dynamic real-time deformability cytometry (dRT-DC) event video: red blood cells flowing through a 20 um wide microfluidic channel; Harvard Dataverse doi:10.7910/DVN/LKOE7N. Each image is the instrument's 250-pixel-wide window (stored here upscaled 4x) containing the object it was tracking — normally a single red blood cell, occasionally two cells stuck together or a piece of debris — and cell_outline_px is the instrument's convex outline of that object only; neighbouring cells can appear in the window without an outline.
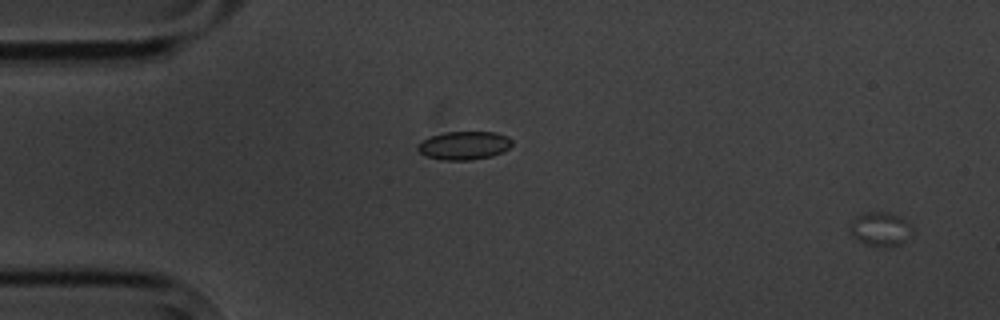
{"species": "common noctule bat (a hibernating species)", "species_latin": "Nyctalus noctula", "temperature_condition": "cold", "stored_images_in_passage": 5, "camera_frame_rate_fps": 3000, "um_per_image_px": 0.085, "animal": {"sex": "male", "body_mass_g": 20.1, "forearm_length_mm": 53.5}, "frame": {"image": 1, "passage_image": 1, "time_ms": 0.0, "image_size_px": [1000, 320], "cell_outline_px": [[912, 232], [900, 244], [884, 248], [868, 244], [852, 236], [848, 224], [852, 220], [868, 212], [888, 212], [912, 224]], "centroid_in_image_um": [74.83, 19.48], "position_along_channel_um": 10.2, "area_um2": 12.08}}
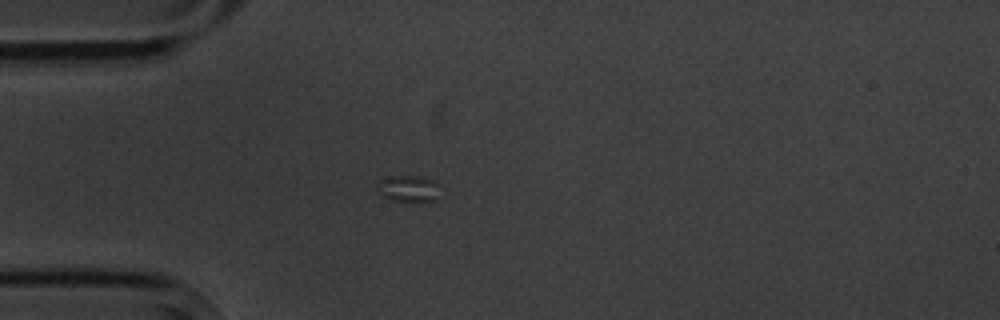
{"frame": {"image": 2, "passage_image": 5, "time_ms": 4.667, "image_size_px": [1000, 320], "cell_outline_px": [[440, 184], [436, 200], [420, 204], [412, 204], [392, 200], [376, 192], [380, 180], [388, 176], [420, 176], [432, 180]], "centroid_in_image_um": [34.75, 16.08], "position_along_channel_um": 50.2, "area_um2": 10.23}}